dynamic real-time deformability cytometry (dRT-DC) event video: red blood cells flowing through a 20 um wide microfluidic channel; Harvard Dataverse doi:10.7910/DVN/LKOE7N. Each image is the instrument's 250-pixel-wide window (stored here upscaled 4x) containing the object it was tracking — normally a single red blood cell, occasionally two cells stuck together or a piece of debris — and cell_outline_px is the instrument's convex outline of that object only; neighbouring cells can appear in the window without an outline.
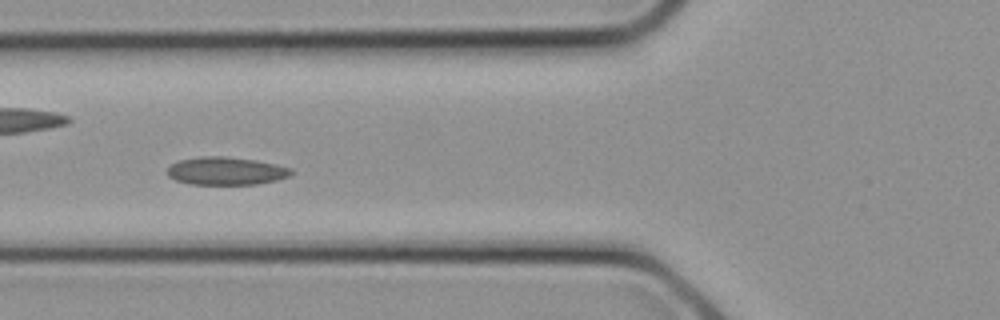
{"species": "common noctule bat (a hibernating species)", "species_latin": "Nyctalus noctula", "temperature_condition": "cold", "stored_images_in_passage": 11, "camera_frame_rate_fps": 3000, "um_per_image_px": 0.085, "animal": {"sex": "female", "body_mass_g": 21.9}, "frame": {"image": 1, "passage_image": 8, "time_ms": 2.333, "image_size_px": [1000, 320], "cell_outline_px": [[292, 172], [288, 176], [276, 180], [256, 184], [188, 184], [176, 180], [168, 176], [168, 168], [172, 164], [180, 160], [200, 156], [228, 156], [256, 160], [276, 164], [292, 168]], "centroid_in_image_um": [19.21, 14.52], "position_along_channel_um": 106.6, "area_um2": 20.11}}
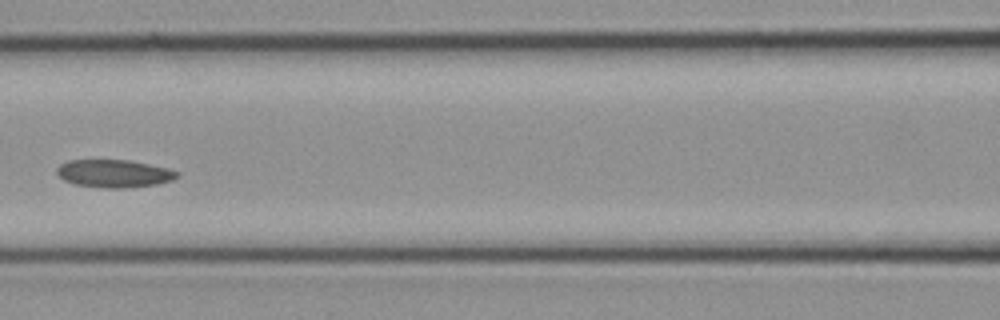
{"frame": {"image": 2, "passage_image": 10, "time_ms": 3.0, "image_size_px": [1000, 320], "cell_outline_px": [[180, 176], [172, 180], [156, 184], [124, 188], [104, 188], [76, 184], [64, 180], [56, 172], [56, 168], [60, 164], [68, 160], [132, 160], [168, 168], [180, 172]], "centroid_in_image_um": [9.72, 14.74], "position_along_channel_um": 156.9, "area_um2": 19.54}}